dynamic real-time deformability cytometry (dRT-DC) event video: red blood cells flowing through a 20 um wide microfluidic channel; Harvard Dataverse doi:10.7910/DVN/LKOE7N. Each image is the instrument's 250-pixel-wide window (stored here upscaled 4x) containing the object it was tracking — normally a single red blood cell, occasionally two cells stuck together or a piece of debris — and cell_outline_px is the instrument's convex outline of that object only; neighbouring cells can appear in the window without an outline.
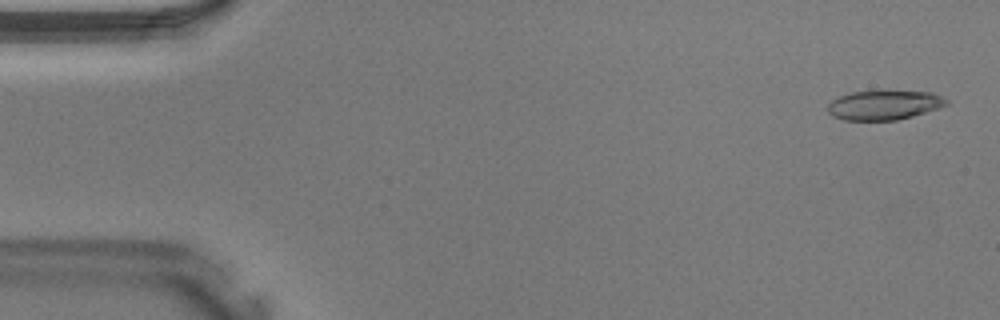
{"species": "Egyptian fruit bat (a non-hibernating species)", "species_latin": "Rousettus aegyptiacus", "temperature_condition": "warm", "stored_images_in_passage": 40, "camera_frame_rate_fps": 3000, "um_per_image_px": 0.085, "animal": {"sex": "male"}, "frame": {"image": 1, "passage_image": 2, "time_ms": 0.333, "image_size_px": [1000, 320], "cell_outline_px": [[948, 104], [912, 116], [896, 120], [844, 120], [832, 116], [828, 112], [828, 104], [832, 100], [840, 96], [852, 92], [884, 88], [932, 92], [948, 100]], "centroid_in_image_um": [75.14, 8.88], "position_along_channel_um": 9.9, "area_um2": 20.98}}
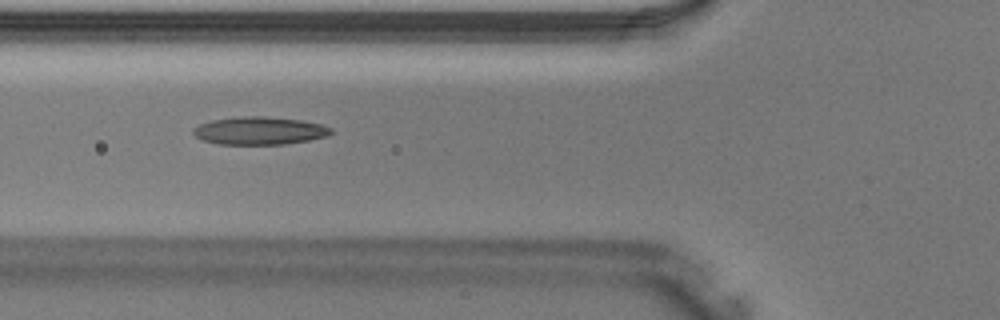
{"frame": {"image": 2, "passage_image": 15, "time_ms": 4.667, "image_size_px": [1000, 320], "cell_outline_px": [[332, 132], [328, 136], [308, 140], [284, 144], [220, 144], [200, 140], [192, 132], [192, 128], [200, 124], [212, 120], [240, 116], [264, 116], [300, 120], [320, 124], [332, 128]], "centroid_in_image_um": [22.03, 11.11], "position_along_channel_um": 103.8, "area_um2": 22.31}}
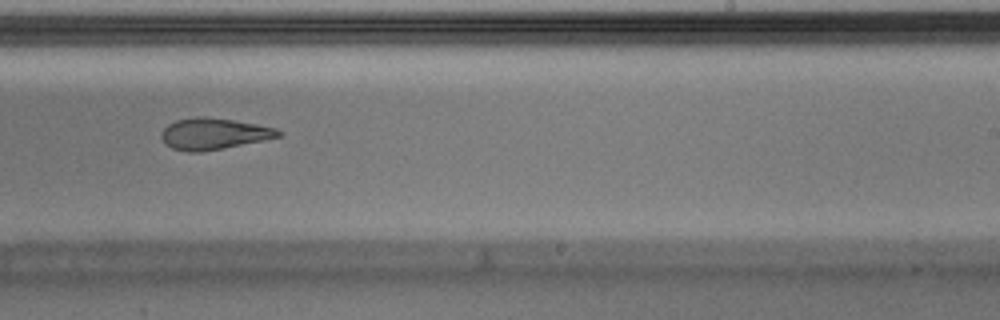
{"frame": {"image": 3, "passage_image": 25, "time_ms": 8.0, "image_size_px": [1000, 320], "cell_outline_px": [[284, 132], [280, 136], [264, 140], [224, 148], [200, 152], [188, 152], [172, 148], [164, 144], [160, 136], [164, 128], [168, 124], [176, 120], [232, 120], [256, 124], [276, 128]], "centroid_in_image_um": [18.19, 11.43], "position_along_channel_um": 270.8, "area_um2": 20.52}}